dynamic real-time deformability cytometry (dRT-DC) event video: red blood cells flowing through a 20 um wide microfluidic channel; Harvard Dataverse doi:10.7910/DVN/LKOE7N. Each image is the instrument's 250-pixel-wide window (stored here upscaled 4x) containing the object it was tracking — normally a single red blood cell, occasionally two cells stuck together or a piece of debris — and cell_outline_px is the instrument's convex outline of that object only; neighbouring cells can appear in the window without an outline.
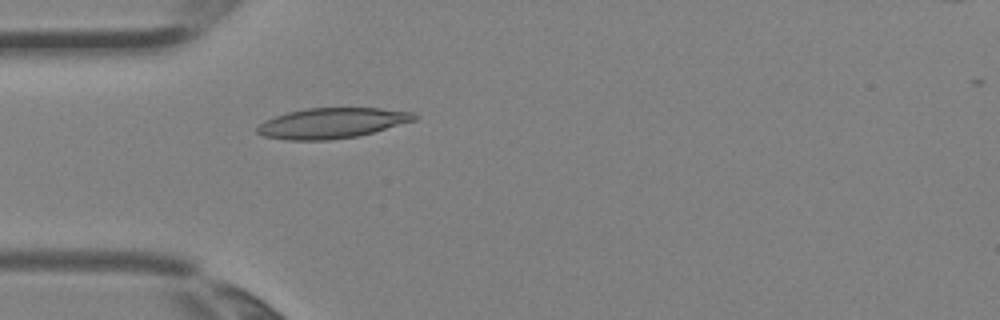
{"species": "Egyptian fruit bat (a non-hibernating species)", "species_latin": "Rousettus aegyptiacus", "temperature_condition": "room temperature", "stored_images_in_passage": 4, "camera_frame_rate_fps": 3000, "um_per_image_px": 0.085, "animal": {"sex": "female"}, "frame": {"image": 1, "passage_image": 4, "time_ms": 1.0, "image_size_px": [1000, 320], "cell_outline_px": [[420, 116], [416, 120], [360, 136], [328, 140], [288, 140], [264, 136], [256, 132], [256, 128], [264, 120], [288, 112], [304, 108], [380, 108], [416, 112]], "centroid_in_image_um": [28.26, 10.46], "position_along_channel_um": 56.7, "area_um2": 28.03}}